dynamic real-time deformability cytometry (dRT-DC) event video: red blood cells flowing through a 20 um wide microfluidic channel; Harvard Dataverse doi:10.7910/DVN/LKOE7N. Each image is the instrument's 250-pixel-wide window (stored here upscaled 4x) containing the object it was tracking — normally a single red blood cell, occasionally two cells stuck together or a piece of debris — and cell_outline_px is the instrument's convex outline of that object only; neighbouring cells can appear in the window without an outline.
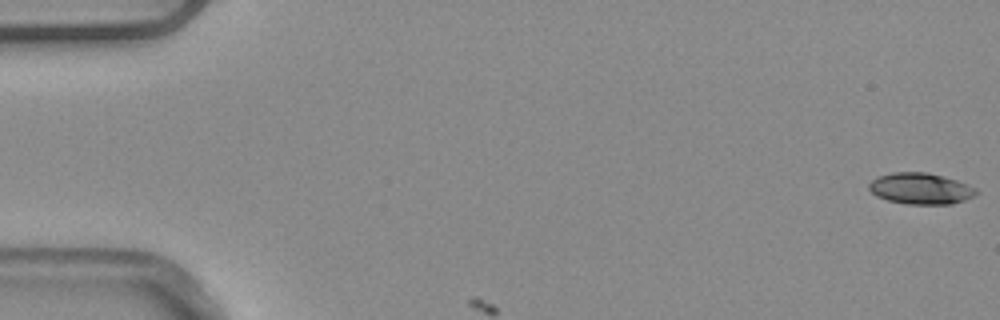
{"species": "common noctule bat (a hibernating species)", "species_latin": "Nyctalus noctula", "temperature_condition": "warm", "stored_images_in_passage": 2, "camera_frame_rate_fps": 3000, "um_per_image_px": 0.085, "animal": {"sex": "male", "body_mass_g": 20.4}, "frame": {"image": 1, "passage_image": 1, "time_ms": 0.0, "image_size_px": [1000, 320], "cell_outline_px": [[976, 192], [972, 196], [964, 200], [952, 204], [908, 204], [888, 200], [876, 196], [868, 188], [868, 184], [872, 180], [880, 176], [892, 172], [928, 172], [956, 180], [976, 188]], "centroid_in_image_um": [78.22, 16.02], "position_along_channel_um": 6.8, "area_um2": 19.31}}